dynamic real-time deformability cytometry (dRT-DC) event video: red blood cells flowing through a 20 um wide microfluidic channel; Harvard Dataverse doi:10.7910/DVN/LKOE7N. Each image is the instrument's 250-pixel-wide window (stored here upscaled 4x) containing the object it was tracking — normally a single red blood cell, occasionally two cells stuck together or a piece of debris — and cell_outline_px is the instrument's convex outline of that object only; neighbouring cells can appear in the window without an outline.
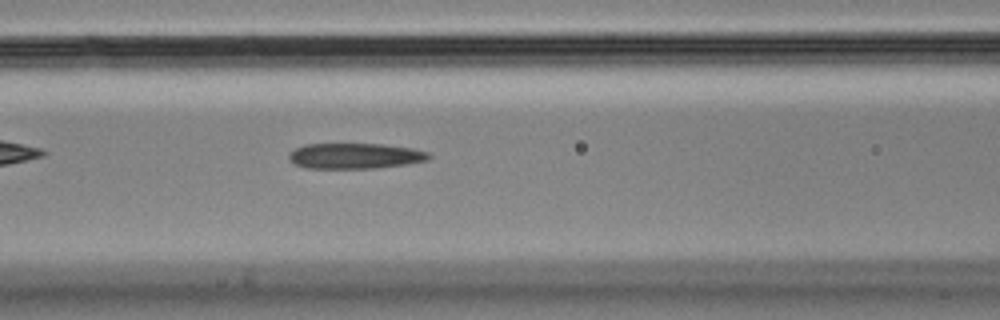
{"species": "Egyptian fruit bat (a non-hibernating species)", "species_latin": "Rousettus aegyptiacus", "temperature_condition": "cold", "stored_images_in_passage": 9, "camera_frame_rate_fps": 3000, "um_per_image_px": 0.085, "animal": {"sex": "male"}, "frame": {"image": 1, "passage_image": 9, "time_ms": 2.667, "image_size_px": [1000, 320], "cell_outline_px": [[432, 156], [428, 160], [404, 164], [376, 168], [308, 168], [296, 164], [288, 160], [288, 156], [296, 148], [304, 144], [384, 144], [412, 148], [428, 152]], "centroid_in_image_um": [30.19, 13.25], "position_along_channel_um": 136.4, "area_um2": 20.75}}